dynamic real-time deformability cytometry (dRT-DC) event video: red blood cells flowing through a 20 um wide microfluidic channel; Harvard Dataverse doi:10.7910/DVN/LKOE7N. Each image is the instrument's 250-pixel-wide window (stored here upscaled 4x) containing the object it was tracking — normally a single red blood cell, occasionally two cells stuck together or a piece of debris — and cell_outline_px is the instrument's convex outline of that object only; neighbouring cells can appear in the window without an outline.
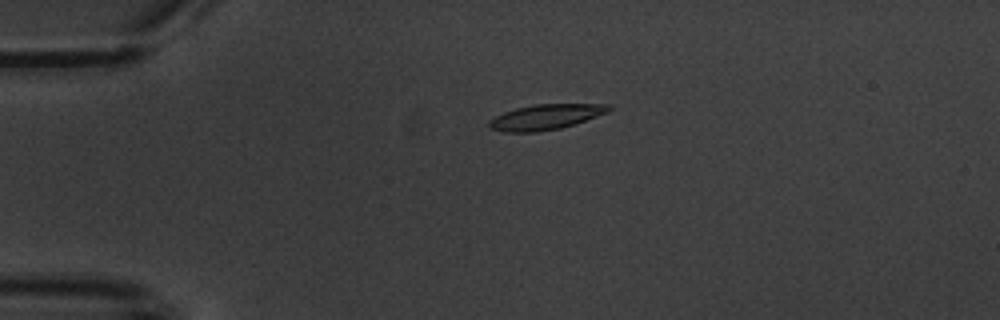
{"species": "common noctule bat (a hibernating species)", "species_latin": "Nyctalus noctula", "temperature_condition": "warm", "stored_images_in_passage": 6, "camera_frame_rate_fps": 3000, "um_per_image_px": 0.085, "animal": {"sex": "male", "body_mass_g": 20.1, "forearm_length_mm": 53.5}, "frame": {"image": 1, "passage_image": 5, "time_ms": 4.333, "image_size_px": [1000, 320], "cell_outline_px": [[612, 108], [608, 112], [560, 128], [536, 132], [504, 132], [488, 128], [488, 120], [504, 112], [516, 108], [536, 104], [612, 104]], "centroid_in_image_um": [46.34, 9.94], "position_along_channel_um": 38.7, "area_um2": 17.51}}